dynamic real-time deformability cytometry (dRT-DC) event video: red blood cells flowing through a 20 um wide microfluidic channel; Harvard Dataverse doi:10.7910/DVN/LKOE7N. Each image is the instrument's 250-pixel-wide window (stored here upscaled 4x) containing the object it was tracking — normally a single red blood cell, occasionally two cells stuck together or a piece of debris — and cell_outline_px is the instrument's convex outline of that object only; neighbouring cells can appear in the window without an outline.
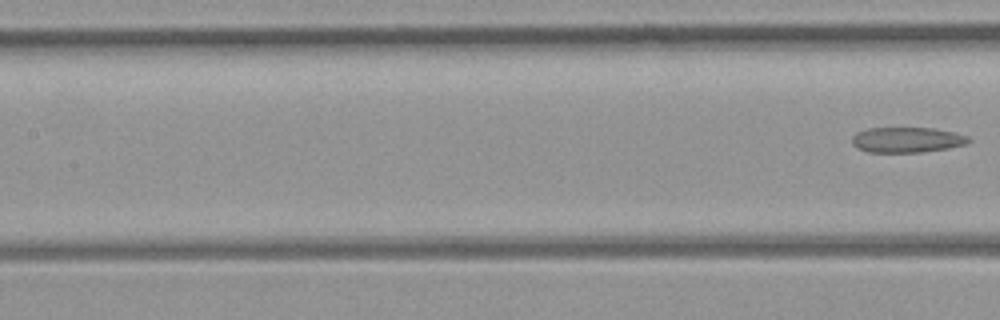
{"species": "common noctule bat (a hibernating species)", "species_latin": "Nyctalus noctula", "temperature_condition": "room temperature", "stored_images_in_passage": 5, "segment_of_instrument_passage": [2, 2], "camera_frame_rate_fps": 3000, "um_per_image_px": 0.085, "animal": {"sex": "female", "body_mass_g": 21.9}, "frame": {"image": 1, "passage_image": 5, "time_ms": 5.667, "image_size_px": [1000, 320], "cell_outline_px": [[972, 140], [964, 144], [948, 148], [920, 152], [868, 152], [852, 144], [852, 136], [856, 132], [868, 128], [932, 128], [952, 132], [968, 136]], "centroid_in_image_um": [77.07, 11.88], "position_along_channel_um": 130.3, "area_um2": 17.05}}